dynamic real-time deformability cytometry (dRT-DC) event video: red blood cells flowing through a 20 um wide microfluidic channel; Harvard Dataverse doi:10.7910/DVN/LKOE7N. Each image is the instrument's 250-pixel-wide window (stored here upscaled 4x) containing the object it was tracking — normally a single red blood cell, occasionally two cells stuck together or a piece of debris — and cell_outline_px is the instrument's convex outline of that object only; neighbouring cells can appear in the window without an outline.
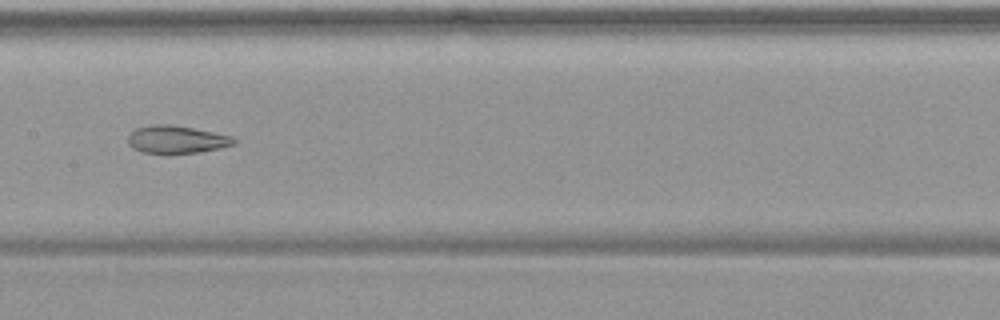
{"species": "common noctule bat (a hibernating species)", "species_latin": "Nyctalus noctula", "temperature_condition": "warm", "stored_images_in_passage": 15, "camera_frame_rate_fps": 3000, "um_per_image_px": 0.085, "animal": {"sex": "female", "body_mass_g": 19.9}, "frame": {"image": 1, "passage_image": 12, "time_ms": 3.667, "image_size_px": [1000, 320], "cell_outline_px": [[236, 144], [220, 148], [200, 152], [144, 152], [132, 148], [128, 144], [128, 136], [136, 128], [152, 124], [168, 124], [192, 128], [232, 136], [236, 140]], "centroid_in_image_um": [15.01, 11.84], "position_along_channel_um": 192.4, "area_um2": 16.76}}